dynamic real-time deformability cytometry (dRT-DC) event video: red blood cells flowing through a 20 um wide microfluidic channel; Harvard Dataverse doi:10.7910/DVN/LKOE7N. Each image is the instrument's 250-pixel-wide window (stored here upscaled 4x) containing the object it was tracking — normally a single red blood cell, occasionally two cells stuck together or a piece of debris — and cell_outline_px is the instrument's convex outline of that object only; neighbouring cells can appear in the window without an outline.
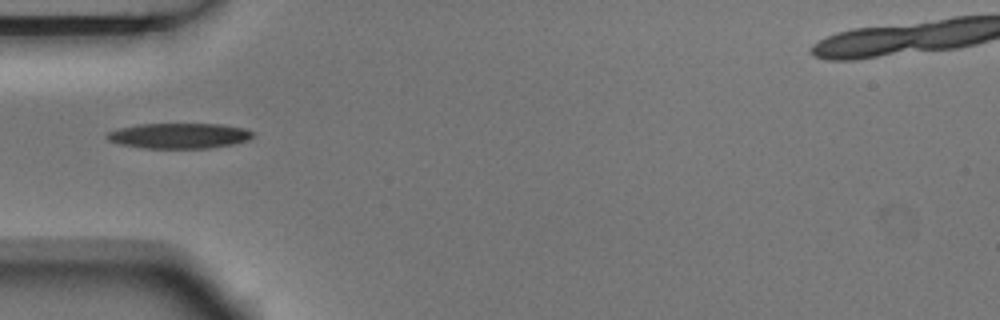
{"species": "Egyptian fruit bat (a non-hibernating species)", "species_latin": "Rousettus aegyptiacus", "temperature_condition": "room temperature", "stored_images_in_passage": 7, "camera_frame_rate_fps": 3000, "um_per_image_px": 0.085, "animal": {"sex": "male"}, "frame": {"image": 1, "passage_image": 5, "time_ms": 1.333, "image_size_px": [1000, 320], "cell_outline_px": [[256, 132], [248, 140], [232, 144], [212, 148], [144, 148], [120, 144], [108, 140], [104, 136], [108, 132], [120, 128], [136, 124], [220, 124], [244, 128]], "centroid_in_image_um": [15.23, 11.54], "position_along_channel_um": 69.8, "area_um2": 21.62}}
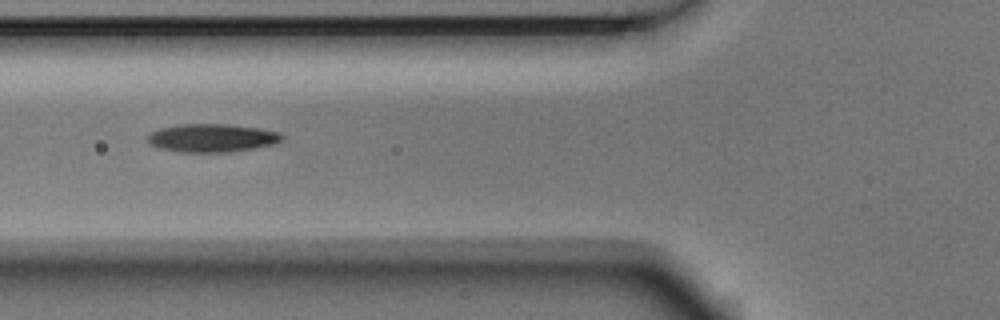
{"frame": {"image": 2, "passage_image": 6, "time_ms": 1.667, "image_size_px": [1000, 320], "cell_outline_px": [[284, 140], [276, 144], [228, 152], [180, 152], [160, 148], [152, 144], [148, 140], [148, 136], [152, 132], [160, 128], [180, 124], [228, 124], [260, 128], [280, 132], [284, 136]], "centroid_in_image_um": [18.08, 11.72], "position_along_channel_um": 107.7, "area_um2": 22.08}}
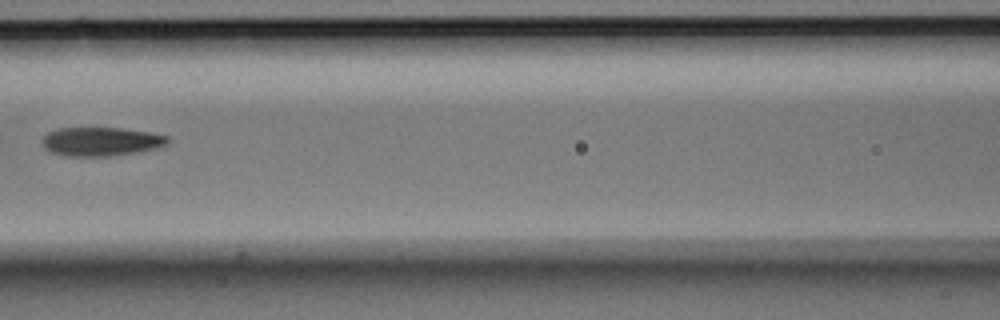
{"frame": {"image": 3, "passage_image": 7, "time_ms": 2.0, "image_size_px": [1000, 320], "cell_outline_px": [[168, 144], [160, 148], [112, 156], [68, 156], [52, 152], [44, 148], [44, 136], [48, 132], [60, 128], [120, 128], [152, 132], [168, 136]], "centroid_in_image_um": [8.65, 12.03], "position_along_channel_um": 158.0, "area_um2": 21.04}}